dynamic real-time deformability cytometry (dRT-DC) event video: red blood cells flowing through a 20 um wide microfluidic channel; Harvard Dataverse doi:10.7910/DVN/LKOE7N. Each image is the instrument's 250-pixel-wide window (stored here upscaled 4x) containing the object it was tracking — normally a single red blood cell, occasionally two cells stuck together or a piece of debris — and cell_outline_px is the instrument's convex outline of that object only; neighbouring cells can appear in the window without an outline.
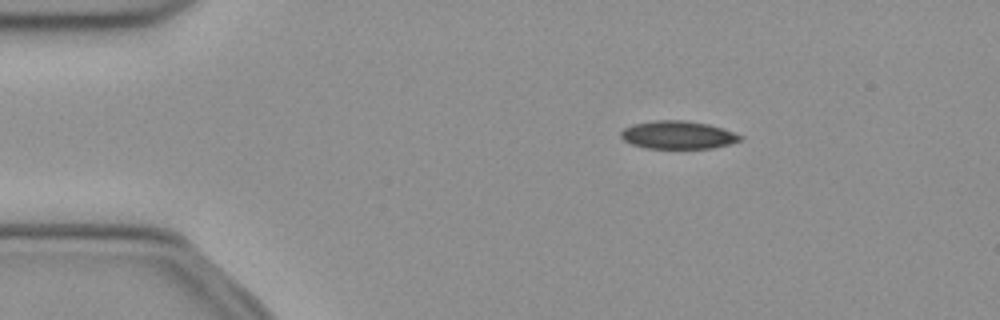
{"species": "common noctule bat (a hibernating species)", "species_latin": "Nyctalus noctula", "temperature_condition": "cold", "stored_images_in_passage": 44, "camera_frame_rate_fps": 3000, "um_per_image_px": 0.085, "animal": {"sex": "female", "body_mass_g": 21.9}, "frame": {"image": 1, "passage_image": 1, "time_ms": 0.0, "image_size_px": [1000, 320], "cell_outline_px": [[744, 136], [740, 140], [728, 144], [712, 148], [644, 148], [632, 144], [624, 140], [620, 136], [620, 132], [624, 128], [632, 124], [652, 120], [684, 120], [708, 124]], "centroid_in_image_um": [57.57, 11.46], "position_along_channel_um": 27.4, "area_um2": 19.36}}
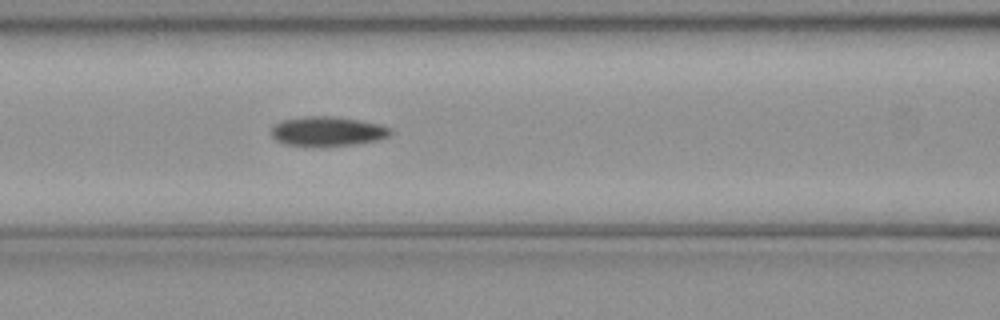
{"frame": {"image": 2, "passage_image": 14, "time_ms": 4.333, "image_size_px": [1000, 320], "cell_outline_px": [[392, 132], [388, 136], [376, 140], [352, 144], [312, 148], [288, 144], [276, 140], [272, 136], [272, 128], [280, 120], [304, 116], [336, 116], [360, 120], [380, 124], [392, 128]], "centroid_in_image_um": [27.83, 11.16], "position_along_channel_um": 138.8, "area_um2": 20.81}}
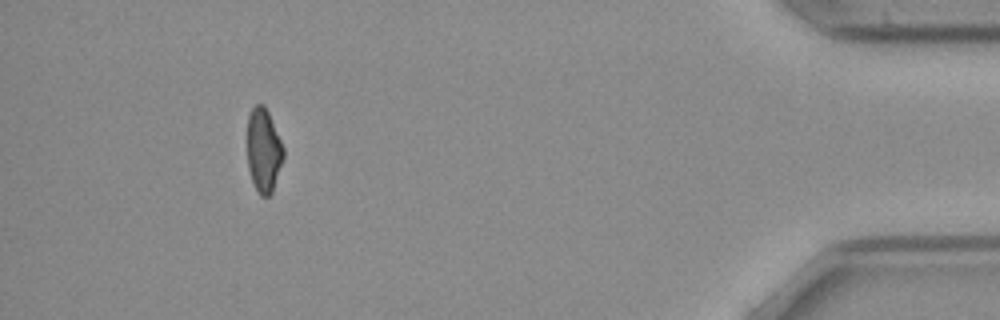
{"frame": {"image": 3, "passage_image": 40, "time_ms": 13.0, "image_size_px": [1000, 320], "cell_outline_px": [[284, 156], [272, 192], [268, 196], [260, 196], [252, 180], [248, 168], [248, 116], [252, 108], [256, 104], [264, 104], [268, 112], [284, 148]], "centroid_in_image_um": [22.41, 12.77], "position_along_channel_um": 412.8, "area_um2": 17.46}}